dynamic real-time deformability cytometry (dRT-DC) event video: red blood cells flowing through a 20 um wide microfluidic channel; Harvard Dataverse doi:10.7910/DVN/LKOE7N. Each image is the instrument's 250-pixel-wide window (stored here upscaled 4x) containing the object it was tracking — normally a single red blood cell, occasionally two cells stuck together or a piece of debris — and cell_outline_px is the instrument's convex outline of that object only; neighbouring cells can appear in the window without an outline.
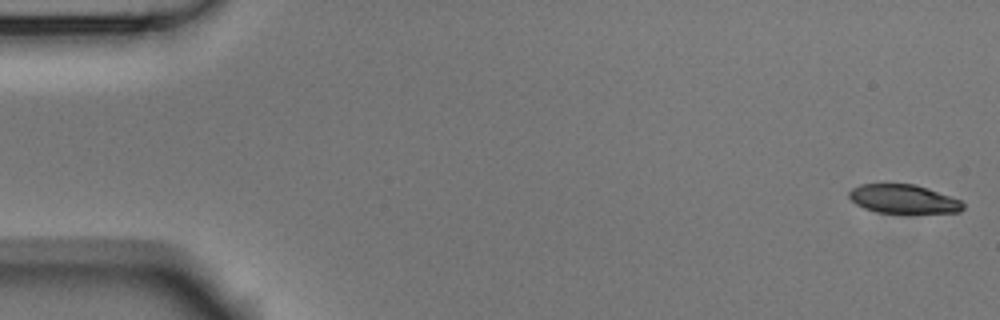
{"species": "Egyptian fruit bat (a non-hibernating species)", "species_latin": "Rousettus aegyptiacus", "temperature_condition": "room temperature", "stored_images_in_passage": 6, "segment_of_instrument_passage": [1, 2], "camera_frame_rate_fps": 3000, "um_per_image_px": 0.085, "animal": {"sex": "male"}, "frame": {"image": 1, "passage_image": 1, "time_ms": 0.0, "image_size_px": [1000, 320], "cell_outline_px": [[964, 208], [960, 212], [876, 212], [864, 208], [856, 204], [848, 196], [848, 192], [852, 188], [860, 184], [916, 184], [928, 188], [960, 200], [964, 204]], "centroid_in_image_um": [76.76, 16.9], "position_along_channel_um": 8.2, "area_um2": 18.9}}
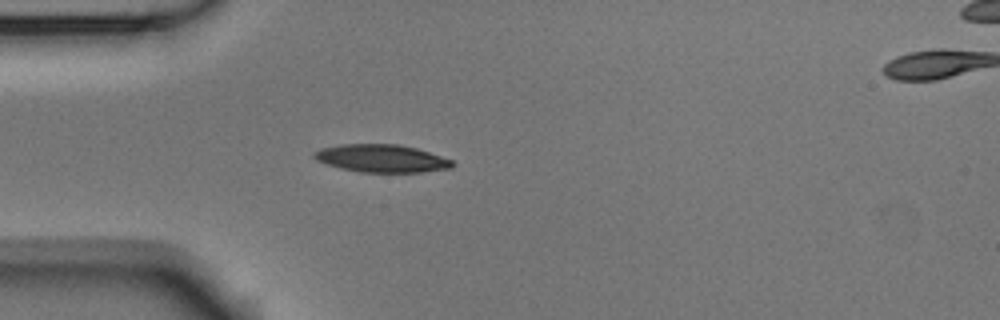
{"frame": {"image": 2, "passage_image": 5, "time_ms": 1.333, "image_size_px": [1000, 320], "cell_outline_px": [[456, 164], [452, 168], [420, 172], [360, 172], [340, 168], [316, 160], [312, 156], [312, 152], [320, 148], [340, 144], [400, 144], [416, 148], [452, 160]], "centroid_in_image_um": [32.41, 13.46], "position_along_channel_um": 52.6, "area_um2": 22.43}}